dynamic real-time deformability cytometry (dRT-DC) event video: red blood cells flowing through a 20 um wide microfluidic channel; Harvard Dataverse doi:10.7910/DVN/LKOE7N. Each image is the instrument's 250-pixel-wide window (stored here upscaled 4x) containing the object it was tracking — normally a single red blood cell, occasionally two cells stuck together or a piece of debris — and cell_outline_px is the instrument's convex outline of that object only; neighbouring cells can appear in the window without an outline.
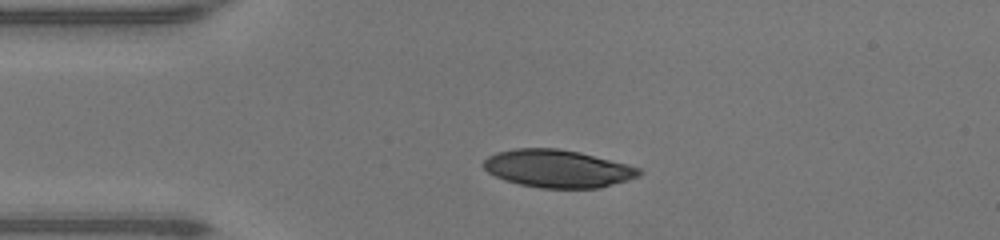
{"species": "human", "species_latin": "Homo sapiens", "temperature_condition": "warm", "stored_images_in_passage": 29, "camera_frame_rate_fps": 3000, "um_per_image_px": 0.085, "donor": {"sex": "male"}, "frame": {"image": 1, "passage_image": 1, "time_ms": 0.0, "image_size_px": [1000, 240], "cell_outline_px": [[644, 172], [640, 176], [628, 180], [600, 188], [540, 188], [520, 184], [504, 180], [488, 172], [484, 168], [484, 160], [488, 156], [496, 152], [516, 148], [556, 148], [580, 152], [628, 164], [640, 168]], "centroid_in_image_um": [47.43, 14.33], "position_along_channel_um": 37.6, "area_um2": 34.33}}
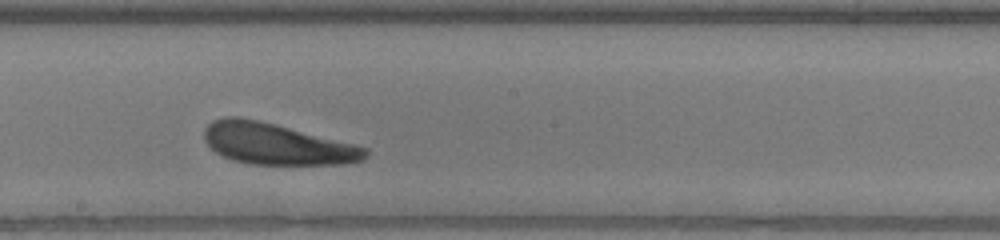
{"frame": {"image": 2, "passage_image": 17, "time_ms": 5.333, "image_size_px": [1000, 240], "cell_outline_px": [[368, 156], [364, 160], [344, 164], [252, 164], [236, 160], [224, 156], [216, 152], [204, 140], [204, 128], [212, 120], [224, 116], [240, 116], [368, 148]], "centroid_in_image_um": [23.48, 12.24], "position_along_channel_um": 224.7, "area_um2": 38.09}}
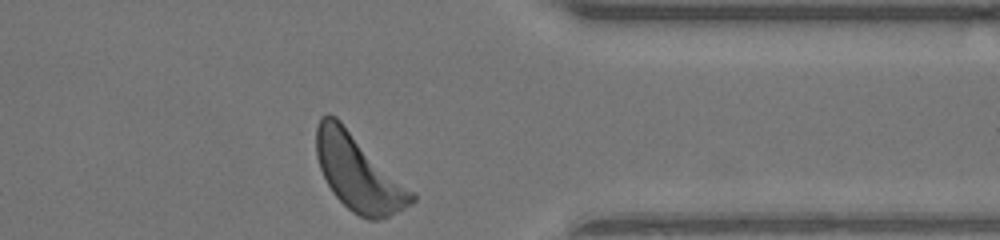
{"frame": {"image": 3, "passage_image": 29, "time_ms": 9.333, "image_size_px": [1000, 240], "cell_outline_px": [[416, 200], [412, 204], [388, 216], [376, 220], [368, 220], [352, 212], [332, 192], [320, 168], [316, 156], [316, 128], [320, 116], [328, 112], [336, 116], [416, 192]], "centroid_in_image_um": [30.49, 14.66], "position_along_channel_um": 380.9, "area_um2": 42.6}, "authors_computed_cell_mechanics": {"area_um2": 39.0728, "velocity_mm_per_s": 4.2111, "shape_relaxation_time_tau1_ms": 2.0605, "shape_relaxation_time_tau2_ms": 5.5761, "deformation_change_tau1": 0.0956, "deformation_change_tau2": 0.213}}